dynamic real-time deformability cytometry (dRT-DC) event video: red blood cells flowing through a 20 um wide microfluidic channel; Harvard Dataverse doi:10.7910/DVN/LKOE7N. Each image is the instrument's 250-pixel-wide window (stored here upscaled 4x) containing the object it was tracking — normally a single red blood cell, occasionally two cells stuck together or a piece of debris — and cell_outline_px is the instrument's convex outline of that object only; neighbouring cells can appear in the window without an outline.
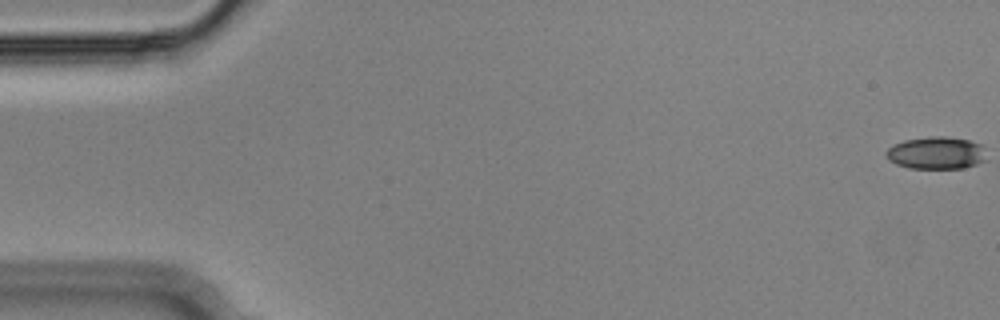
{"species": "Egyptian fruit bat (a non-hibernating species)", "species_latin": "Rousettus aegyptiacus", "temperature_condition": "cold", "stored_images_in_passage": 56, "camera_frame_rate_fps": 3000, "um_per_image_px": 0.085, "animal": {"sex": "male"}, "frame": {"image": 1, "passage_image": 1, "time_ms": 0.0, "image_size_px": [1000, 320], "cell_outline_px": [[984, 160], [976, 164], [964, 168], [908, 168], [896, 164], [888, 160], [884, 152], [892, 144], [904, 140], [928, 136], [944, 136], [968, 140], [980, 144]], "centroid_in_image_um": [79.48, 12.99], "position_along_channel_um": 5.5, "area_um2": 18.84}}
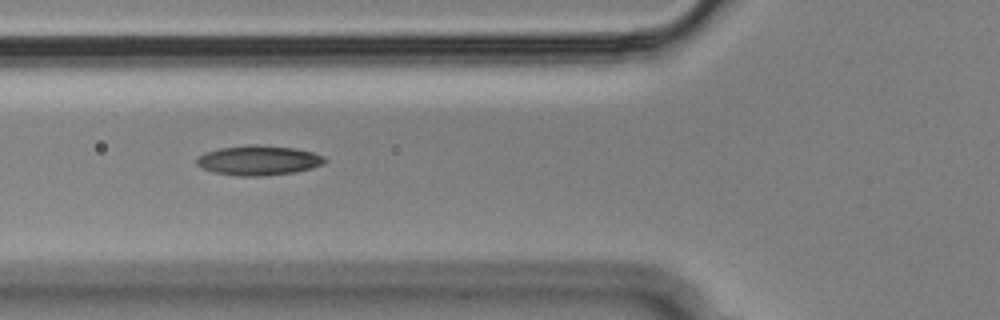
{"frame": {"image": 2, "passage_image": 21, "time_ms": 6.667, "image_size_px": [1000, 320], "cell_outline_px": [[328, 160], [324, 164], [312, 168], [296, 172], [264, 176], [236, 176], [212, 172], [196, 164], [196, 160], [204, 152], [220, 148], [252, 144], [256, 144], [296, 148], [312, 152], [324, 156]], "centroid_in_image_um": [22.01, 13.63], "position_along_channel_um": 103.8, "area_um2": 22.43}}
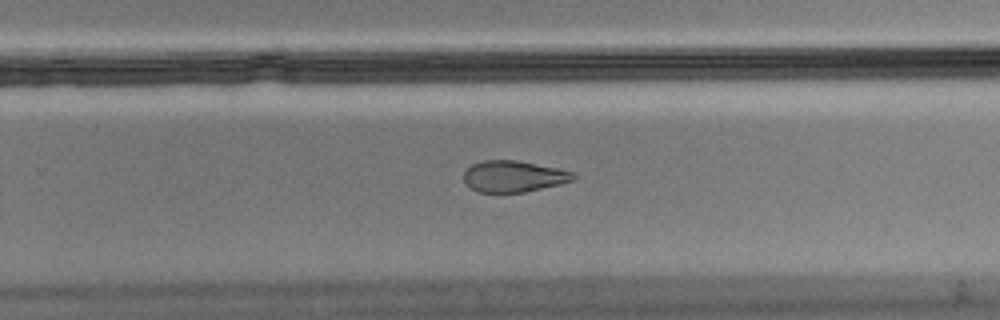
{"frame": {"image": 3, "passage_image": 36, "time_ms": 11.667, "image_size_px": [1000, 320], "cell_outline_px": [[576, 176], [572, 180], [560, 184], [524, 192], [480, 192], [472, 188], [464, 180], [464, 172], [472, 164], [484, 160], [516, 160], [556, 168], [572, 172]], "centroid_in_image_um": [43.64, 14.98], "position_along_channel_um": 286.2, "area_um2": 19.65}, "authors_computed_cell_mechanics": {"area_um2": 21.1259, "velocity_mm_per_s": 3.6389, "shape_relaxation_time_tau1_ms": null, "shape_relaxation_time_tau2_ms": 5.3902, "deformation_change_tau1": null, "deformation_change_tau2": 0.1243}}